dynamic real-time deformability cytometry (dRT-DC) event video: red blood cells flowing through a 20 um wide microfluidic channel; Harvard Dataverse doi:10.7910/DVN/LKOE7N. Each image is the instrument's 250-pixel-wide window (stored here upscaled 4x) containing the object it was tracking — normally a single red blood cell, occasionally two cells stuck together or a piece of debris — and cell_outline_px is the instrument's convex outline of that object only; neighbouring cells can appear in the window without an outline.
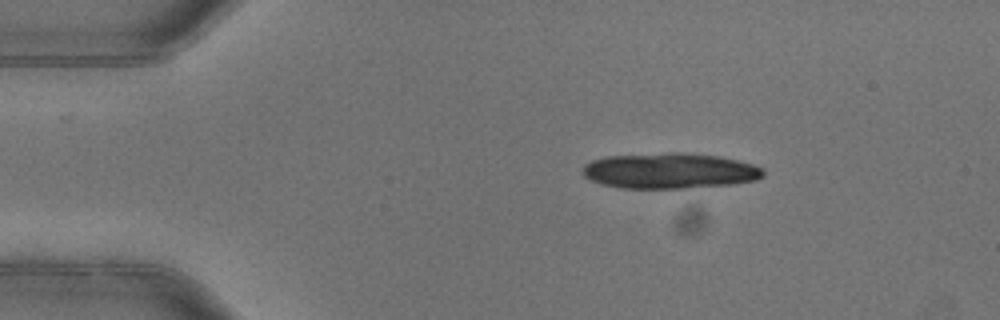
{"species": "common noctule bat (a hibernating species)", "species_latin": "Nyctalus noctula", "temperature_condition": "warm", "stored_images_in_passage": 6, "camera_frame_rate_fps": 3000, "um_per_image_px": 0.085, "animal": {"sex": "female"}, "frame": {"image": 1, "passage_image": 1, "time_ms": 0.0, "image_size_px": [1000, 320], "cell_outline_px": [[764, 176], [756, 180], [732, 184], [684, 188], [620, 188], [600, 184], [584, 176], [584, 164], [592, 160], [608, 156], [672, 152], [680, 152], [716, 156], [736, 160], [752, 164], [764, 168]], "centroid_in_image_um": [56.93, 14.52], "position_along_channel_um": 28.1, "area_um2": 37.34}}
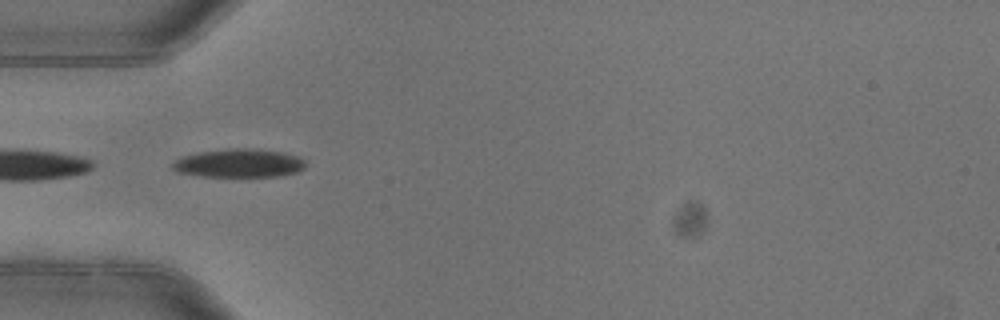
{"frame": {"image": 2, "passage_image": 3, "time_ms": 0.667, "image_size_px": [1000, 320], "cell_outline_px": [[304, 168], [296, 172], [276, 176], [200, 176], [176, 172], [172, 168], [172, 164], [176, 160], [184, 156], [200, 152], [228, 148], [248, 148], [284, 152], [300, 156], [304, 160]], "centroid_in_image_um": [20.32, 13.86], "position_along_channel_um": 64.7, "area_um2": 21.96}}